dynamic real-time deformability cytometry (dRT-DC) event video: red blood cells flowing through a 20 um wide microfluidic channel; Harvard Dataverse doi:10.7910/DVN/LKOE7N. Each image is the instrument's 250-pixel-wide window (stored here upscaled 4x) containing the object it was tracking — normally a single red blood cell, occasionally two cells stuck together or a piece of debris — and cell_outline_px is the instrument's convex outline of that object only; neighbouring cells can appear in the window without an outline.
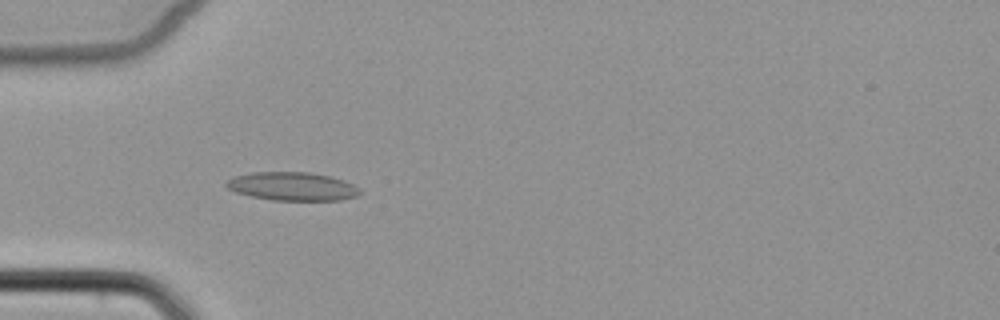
{"species": "common noctule bat (a hibernating species)", "species_latin": "Nyctalus noctula", "temperature_condition": "cold", "stored_images_in_passage": 6, "camera_frame_rate_fps": 3000, "um_per_image_px": 0.085, "animal": {"sex": "female", "body_mass_g": 22.7, "forearm_length_mm": 54.2}, "frame": {"image": 1, "passage_image": 3, "time_ms": 3.667, "image_size_px": [1000, 320], "cell_outline_px": [[360, 192], [356, 196], [340, 200], [272, 200], [252, 196], [236, 192], [228, 188], [224, 184], [232, 176], [252, 172], [308, 172], [328, 176], [344, 180], [360, 188]], "centroid_in_image_um": [24.83, 15.83], "position_along_channel_um": 60.2, "area_um2": 22.02}}
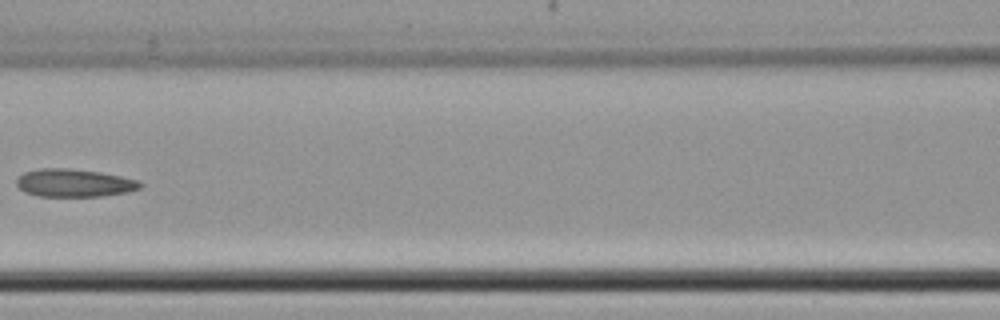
{"frame": {"image": 2, "passage_image": 5, "time_ms": 6.333, "image_size_px": [1000, 320], "cell_outline_px": [[144, 184], [140, 188], [128, 192], [100, 196], [36, 196], [24, 192], [16, 184], [16, 176], [24, 172], [40, 168], [68, 168], [100, 172], [140, 180]], "centroid_in_image_um": [6.29, 15.54], "position_along_channel_um": 160.3, "area_um2": 20.29}}
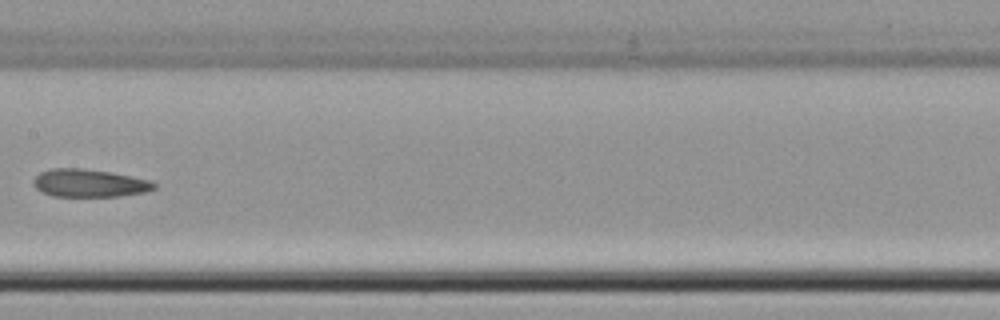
{"frame": {"image": 3, "passage_image": 6, "time_ms": 7.333, "image_size_px": [1000, 320], "cell_outline_px": [[156, 188], [144, 192], [120, 196], [52, 196], [36, 188], [32, 184], [32, 180], [40, 172], [52, 168], [84, 168], [112, 172], [148, 180], [156, 184]], "centroid_in_image_um": [7.56, 15.56], "position_along_channel_um": 199.8, "area_um2": 19.54}}